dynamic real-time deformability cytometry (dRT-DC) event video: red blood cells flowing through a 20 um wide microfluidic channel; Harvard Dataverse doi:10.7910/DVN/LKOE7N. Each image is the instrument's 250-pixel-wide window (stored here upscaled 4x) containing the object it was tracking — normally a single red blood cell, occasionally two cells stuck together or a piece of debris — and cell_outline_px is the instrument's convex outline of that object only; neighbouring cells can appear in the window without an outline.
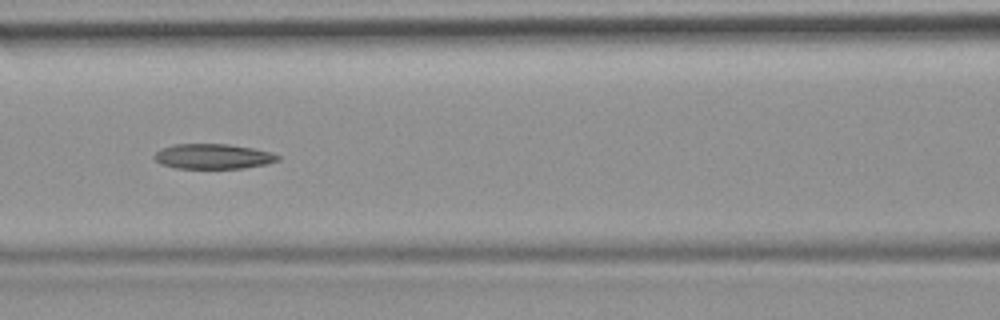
{"species": "common noctule bat (a hibernating species)", "species_latin": "Nyctalus noctula", "temperature_condition": "room temperature", "stored_images_in_passage": 51, "camera_frame_rate_fps": 3000, "um_per_image_px": 0.085, "animal": {"sex": "female", "body_mass_g": 19.9}, "frame": {"image": 1, "passage_image": 22, "time_ms": 7.0, "image_size_px": [1000, 320], "cell_outline_px": [[280, 160], [268, 164], [244, 168], [176, 168], [160, 164], [152, 156], [156, 152], [164, 148], [176, 144], [228, 144], [252, 148], [272, 152], [280, 156]], "centroid_in_image_um": [18.15, 13.3], "position_along_channel_um": 148.5, "area_um2": 18.03}}